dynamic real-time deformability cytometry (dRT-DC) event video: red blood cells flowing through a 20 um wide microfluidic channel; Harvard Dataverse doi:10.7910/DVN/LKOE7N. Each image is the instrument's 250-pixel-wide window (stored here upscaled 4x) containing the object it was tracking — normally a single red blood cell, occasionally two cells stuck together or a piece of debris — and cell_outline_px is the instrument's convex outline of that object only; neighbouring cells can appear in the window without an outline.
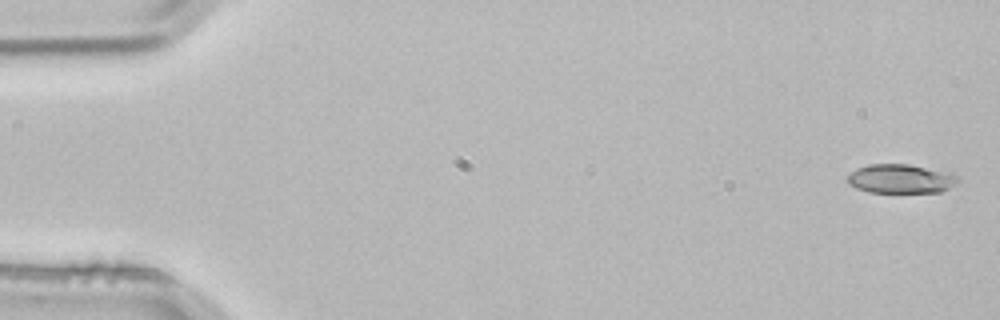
{"species": "common noctule bat (a hibernating species)", "species_latin": "Nyctalus noctula", "temperature_condition": "room temperature", "stored_images_in_passage": 4, "camera_frame_rate_fps": 3000, "um_per_image_px": 0.085, "animal": {"sex": "male", "body_mass_g": 21.5, "forearm_length_mm": 52.0}, "frame": {"image": 1, "passage_image": 1, "time_ms": 0.0, "image_size_px": [1000, 320], "cell_outline_px": [[960, 180], [956, 184], [940, 192], [868, 192], [856, 188], [848, 184], [848, 176], [856, 168], [868, 164], [908, 164], [952, 172]], "centroid_in_image_um": [76.58, 15.19], "position_along_channel_um": 8.4, "area_um2": 18.79}}
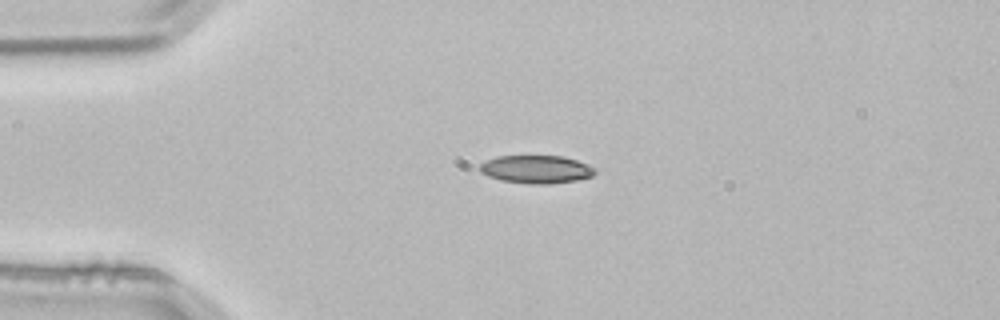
{"frame": {"image": 2, "passage_image": 3, "time_ms": 0.667, "image_size_px": [1000, 320], "cell_outline_px": [[596, 172], [592, 176], [576, 180], [552, 184], [528, 184], [500, 180], [488, 176], [480, 172], [480, 164], [496, 156], [564, 156], [576, 160], [592, 168]], "centroid_in_image_um": [45.54, 14.4], "position_along_channel_um": 39.5, "area_um2": 18.67}}
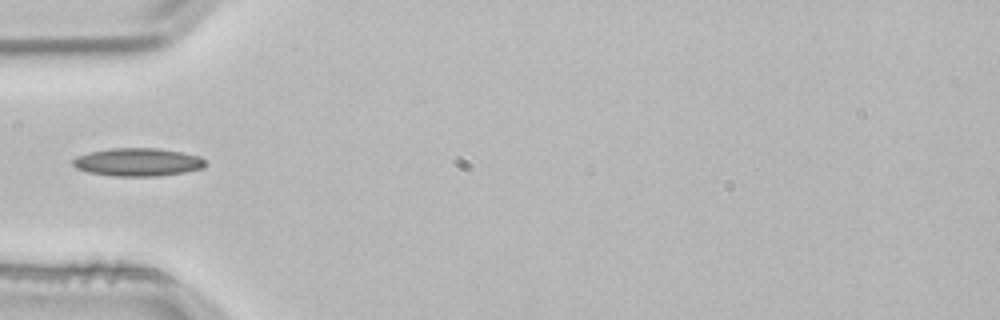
{"frame": {"image": 3, "passage_image": 4, "time_ms": 1.0, "image_size_px": [1000, 320], "cell_outline_px": [[204, 168], [184, 172], [156, 176], [112, 176], [88, 172], [76, 168], [72, 164], [72, 160], [76, 156], [88, 152], [108, 148], [156, 148], [180, 152], [200, 156], [204, 160]], "centroid_in_image_um": [11.66, 13.77], "position_along_channel_um": 73.3, "area_um2": 21.68}}